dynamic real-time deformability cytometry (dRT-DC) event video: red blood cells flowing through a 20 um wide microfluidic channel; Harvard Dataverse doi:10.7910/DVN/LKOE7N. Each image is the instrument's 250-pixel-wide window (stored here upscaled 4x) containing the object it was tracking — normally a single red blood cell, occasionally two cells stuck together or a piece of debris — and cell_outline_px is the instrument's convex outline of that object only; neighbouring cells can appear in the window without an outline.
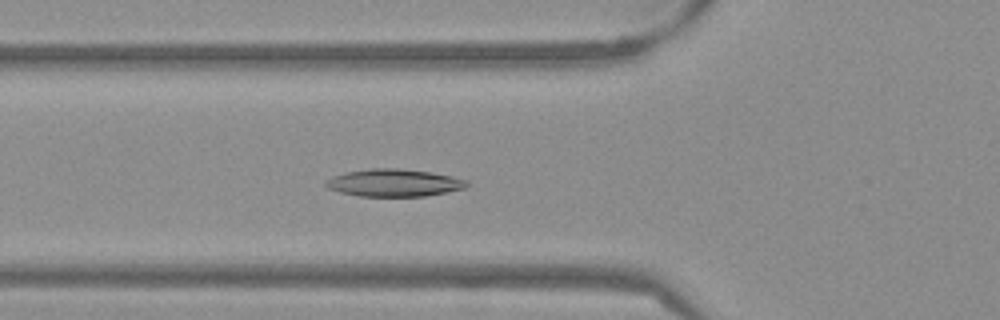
{"species": "Egyptian fruit bat (a non-hibernating species)", "species_latin": "Rousettus aegyptiacus", "temperature_condition": "warm", "stored_images_in_passage": 48, "camera_frame_rate_fps": 3000, "um_per_image_px": 0.085, "frame": {"image": 1, "passage_image": 19, "time_ms": 6.0, "image_size_px": [1000, 320], "cell_outline_px": [[468, 184], [464, 188], [424, 196], [360, 196], [340, 192], [328, 188], [324, 184], [324, 180], [332, 176], [344, 172], [368, 168], [396, 168], [432, 172], [452, 176], [468, 180]], "centroid_in_image_um": [33.44, 15.52], "position_along_channel_um": 92.4, "area_um2": 22.6}}
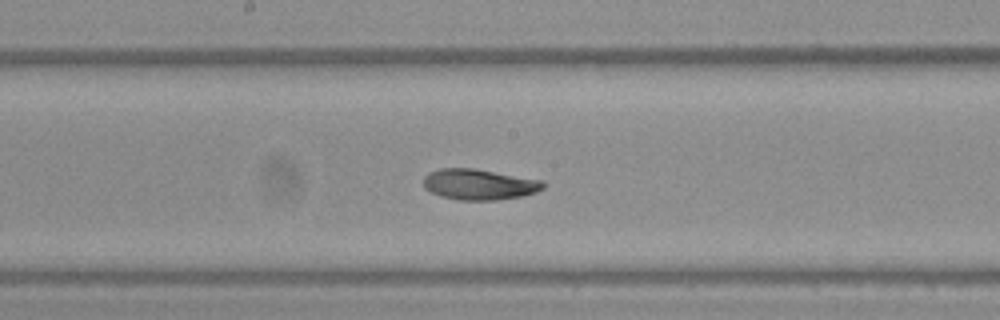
{"frame": {"image": 2, "passage_image": 28, "time_ms": 9.0, "image_size_px": [1000, 320], "cell_outline_px": [[548, 184], [544, 188], [536, 192], [524, 196], [496, 200], [456, 200], [440, 196], [428, 192], [424, 188], [424, 176], [428, 172], [440, 168], [476, 168], [544, 180]], "centroid_in_image_um": [40.75, 15.67], "position_along_channel_um": 207.4, "area_um2": 22.02}}
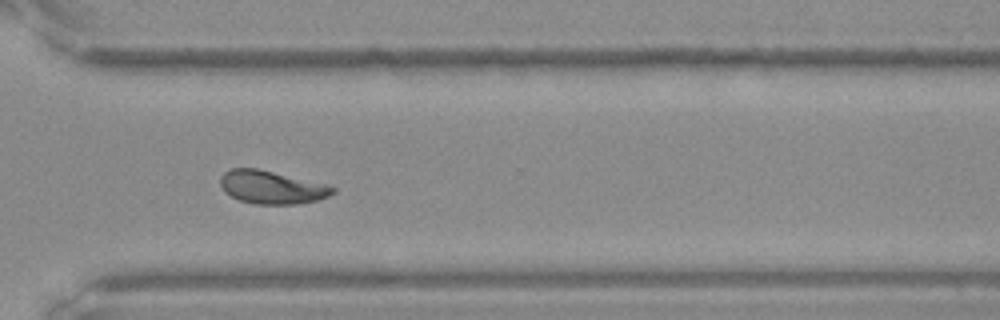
{"frame": {"image": 3, "passage_image": 39, "time_ms": 12.667, "image_size_px": [1000, 320], "cell_outline_px": [[336, 192], [328, 196], [316, 200], [296, 204], [252, 204], [240, 200], [224, 192], [220, 184], [220, 176], [224, 172], [232, 168], [256, 168], [328, 184], [336, 188]], "centroid_in_image_um": [23.09, 15.91], "position_along_channel_um": 347.5, "area_um2": 21.73}, "authors_computed_cell_mechanics": {"area_um2": 21.7039, "velocity_mm_per_s": 3.8198, "shape_relaxation_time_tau1_ms": 4.6671, "shape_relaxation_time_tau2_ms": 2.8481, "deformation_change_tau1": 0.1375, "deformation_change_tau2": 0.0748}}